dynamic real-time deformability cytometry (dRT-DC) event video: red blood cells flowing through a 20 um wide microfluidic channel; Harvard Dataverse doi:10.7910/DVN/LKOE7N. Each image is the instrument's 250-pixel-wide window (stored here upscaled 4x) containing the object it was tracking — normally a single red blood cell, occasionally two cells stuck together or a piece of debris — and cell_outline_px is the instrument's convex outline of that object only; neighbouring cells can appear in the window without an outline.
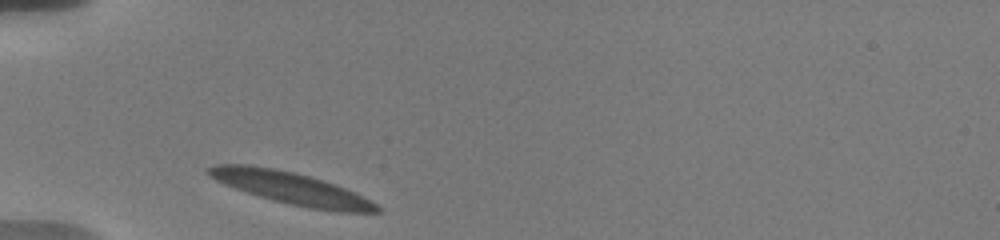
{"species": "human", "species_latin": "Homo sapiens", "temperature_condition": "warm", "stored_images_in_passage": 31, "camera_frame_rate_fps": 3000, "um_per_image_px": 0.085, "donor": {"sex": "male"}, "frame": {"image": 1, "passage_image": 1, "time_ms": 0.0, "image_size_px": [1000, 240], "cell_outline_px": [[384, 208], [380, 212], [336, 212], [308, 208], [272, 200], [224, 184], [208, 176], [204, 172], [204, 168], [216, 164], [248, 164], [296, 172], [336, 184]], "centroid_in_image_um": [24.71, 15.98], "position_along_channel_um": 60.3, "area_um2": 31.44}}
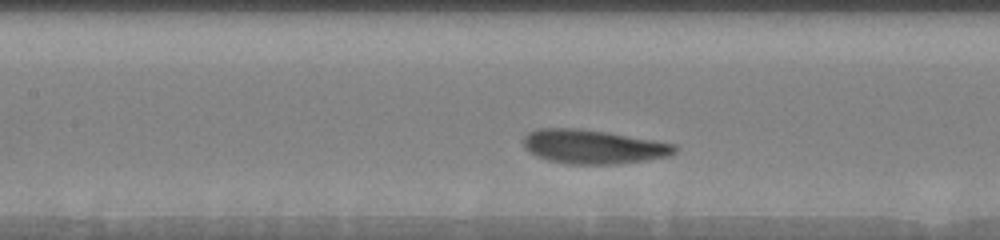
{"frame": {"image": 2, "passage_image": 10, "time_ms": 3.0, "image_size_px": [1000, 240], "cell_outline_px": [[680, 148], [676, 152], [668, 156], [644, 160], [616, 164], [568, 164], [548, 160], [536, 156], [528, 152], [524, 148], [524, 136], [528, 132], [540, 128], [576, 128], [604, 132], [676, 144]], "centroid_in_image_um": [50.4, 12.47], "position_along_channel_um": 157.0, "area_um2": 29.88}}
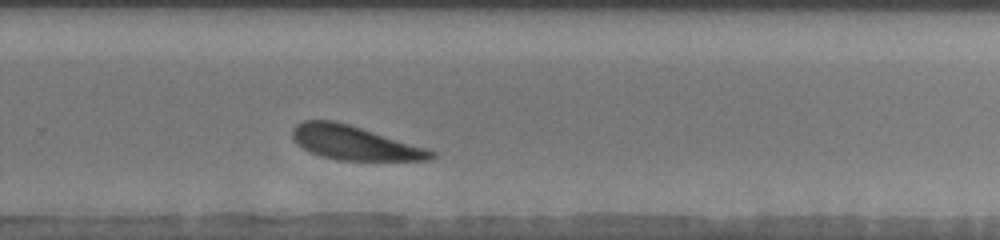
{"frame": {"image": 3, "passage_image": 22, "time_ms": 7.0, "image_size_px": [1000, 240], "cell_outline_px": [[436, 156], [432, 160], [336, 160], [320, 156], [296, 144], [292, 140], [292, 128], [296, 124], [304, 120], [332, 120], [348, 124], [428, 148], [436, 152]], "centroid_in_image_um": [30.12, 12.14], "position_along_channel_um": 299.7, "area_um2": 27.57}, "authors_computed_cell_mechanics": {"area_um2": 29.3624, "velocity_mm_per_s": 3.5802, "shape_relaxation_time_tau1_ms": 2.103, "shape_relaxation_time_tau2_ms": null, "deformation_change_tau1": 0.1374, "deformation_change_tau2": null}}